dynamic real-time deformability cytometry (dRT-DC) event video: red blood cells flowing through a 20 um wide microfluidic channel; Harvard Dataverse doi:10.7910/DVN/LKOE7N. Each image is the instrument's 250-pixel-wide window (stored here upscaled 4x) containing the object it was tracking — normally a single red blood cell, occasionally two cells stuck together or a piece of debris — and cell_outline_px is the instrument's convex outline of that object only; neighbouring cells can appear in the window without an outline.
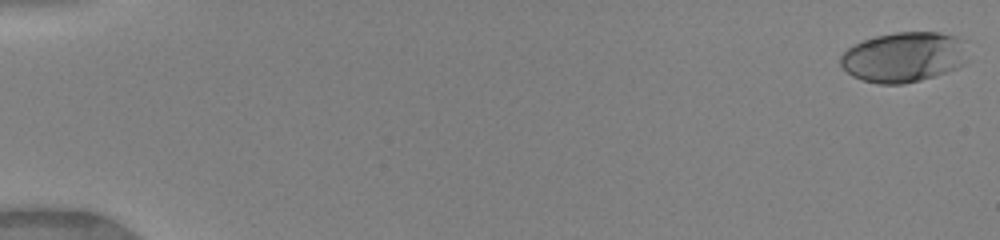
{"species": "human", "species_latin": "Homo sapiens", "temperature_condition": "warm", "stored_images_in_passage": 50, "camera_frame_rate_fps": 3000, "um_per_image_px": 0.085, "donor": {"sex": "female"}, "frame": {"image": 1, "passage_image": 1, "time_ms": 0.0, "image_size_px": [1000, 240], "cell_outline_px": [[968, 60], [964, 64], [956, 68], [920, 80], [904, 84], [880, 84], [864, 80], [852, 76], [840, 64], [840, 56], [848, 48], [864, 40], [876, 36], [896, 32], [940, 32], [960, 36]], "centroid_in_image_um": [76.83, 4.84], "position_along_channel_um": 8.2, "area_um2": 37.05}}
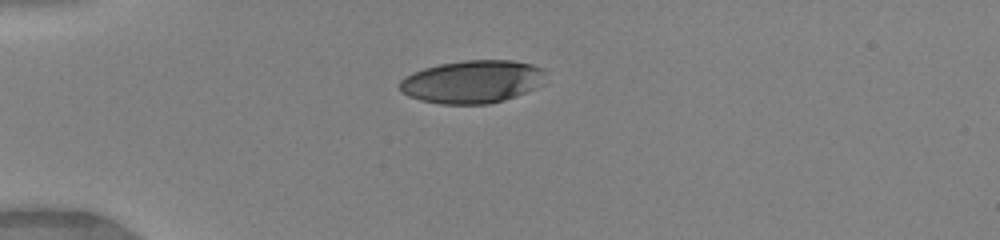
{"frame": {"image": 2, "passage_image": 14, "time_ms": 4.333, "image_size_px": [1000, 240], "cell_outline_px": [[544, 72], [536, 88], [516, 96], [504, 100], [488, 104], [440, 104], [420, 100], [408, 96], [400, 92], [400, 80], [404, 76], [412, 72], [424, 68], [440, 64], [464, 60], [512, 60], [532, 64], [544, 68]], "centroid_in_image_um": [40.09, 6.94], "position_along_channel_um": 44.9, "area_um2": 36.47}}
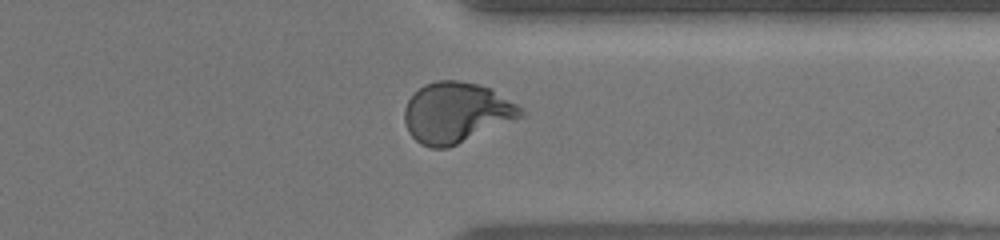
{"frame": {"image": 3, "passage_image": 40, "time_ms": 13.0, "image_size_px": [1000, 240], "cell_outline_px": [[524, 116], [448, 148], [432, 148], [420, 144], [408, 132], [404, 120], [404, 108], [408, 100], [424, 84], [436, 80], [460, 80], [492, 88], [524, 108]], "centroid_in_image_um": [38.8, 9.56], "position_along_channel_um": 372.6, "area_um2": 41.15}, "authors_computed_cell_mechanics": {"area_um2": 39.1884, "velocity_mm_per_s": 4.1297, "shape_relaxation_time_tau1_ms": 4.2816, "shape_relaxation_time_tau2_ms": null, "deformation_change_tau1": 0.2295, "deformation_change_tau2": null}}